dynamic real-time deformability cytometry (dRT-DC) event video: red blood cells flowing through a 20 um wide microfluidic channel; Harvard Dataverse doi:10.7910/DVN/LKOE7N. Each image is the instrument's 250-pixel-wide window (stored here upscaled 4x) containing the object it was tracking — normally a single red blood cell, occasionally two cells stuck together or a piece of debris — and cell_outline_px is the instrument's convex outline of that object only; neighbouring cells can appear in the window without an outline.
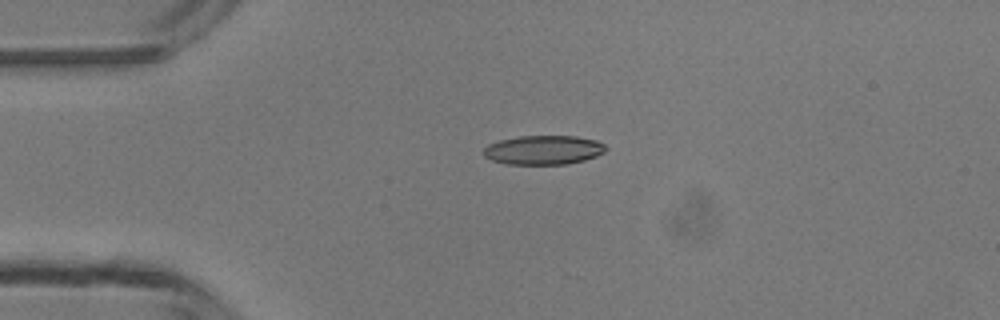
{"species": "common noctule bat (a hibernating species)", "species_latin": "Nyctalus noctula", "temperature_condition": "room temperature", "stored_images_in_passage": 4, "camera_frame_rate_fps": 3000, "um_per_image_px": 0.085, "animal": {"sex": "male", "body_mass_g": 13.3}, "frame": {"image": 1, "passage_image": 2, "time_ms": 1.333, "image_size_px": [1000, 320], "cell_outline_px": [[608, 148], [604, 152], [596, 156], [584, 160], [568, 164], [508, 164], [492, 160], [484, 156], [484, 148], [488, 144], [500, 140], [520, 136], [576, 136], [596, 140], [604, 144]], "centroid_in_image_um": [46.22, 12.74], "position_along_channel_um": 38.8, "area_um2": 20.75}}